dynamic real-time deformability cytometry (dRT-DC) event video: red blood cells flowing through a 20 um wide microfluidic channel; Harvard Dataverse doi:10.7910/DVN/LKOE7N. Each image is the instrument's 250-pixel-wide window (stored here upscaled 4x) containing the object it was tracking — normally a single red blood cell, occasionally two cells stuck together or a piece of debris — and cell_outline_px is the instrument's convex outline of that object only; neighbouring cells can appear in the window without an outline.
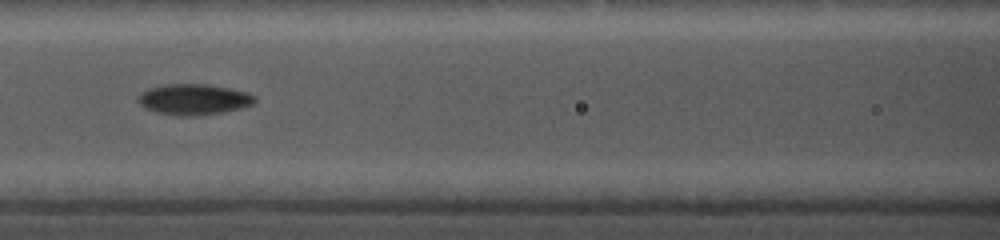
{"species": "common noctule bat (a hibernating species)", "species_latin": "Nyctalus noctula", "temperature_condition": "cold", "stored_images_in_passage": 22, "camera_frame_rate_fps": 5000, "um_per_image_px": 0.085, "animal": {"sex": "female", "body_mass_g": 19.0, "forearm_length_mm": 56.7}, "frame": {"image": 1, "passage_image": 4, "time_ms": 3.0, "image_size_px": [1000, 240], "cell_outline_px": [[256, 100], [252, 104], [240, 108], [220, 112], [188, 116], [156, 112], [144, 108], [136, 100], [140, 92], [148, 88], [164, 84], [208, 84], [248, 92], [256, 96]], "centroid_in_image_um": [16.43, 8.43], "position_along_channel_um": 150.2, "area_um2": 20.81}}
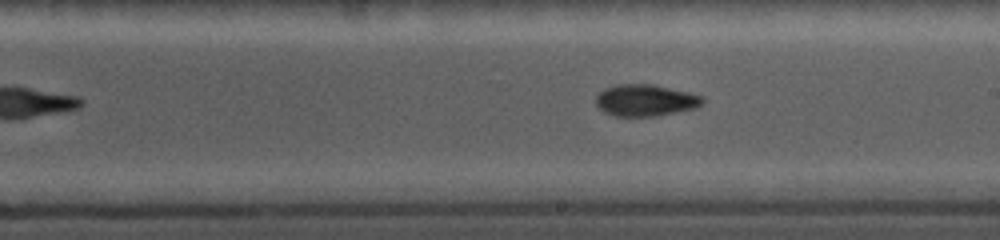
{"frame": {"image": 2, "passage_image": 8, "time_ms": 5.2, "image_size_px": [1000, 240], "cell_outline_px": [[704, 100], [696, 108], [656, 116], [616, 116], [604, 112], [596, 104], [596, 96], [604, 88], [616, 84], [652, 84], [688, 92], [704, 96]], "centroid_in_image_um": [54.85, 8.52], "position_along_channel_um": 234.1, "area_um2": 19.65}}
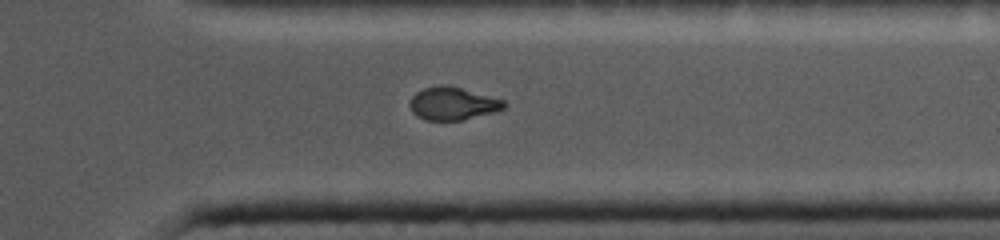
{"frame": {"image": 3, "passage_image": 17, "time_ms": 8.8, "image_size_px": [1000, 240], "cell_outline_px": [[508, 104], [504, 108], [492, 112], [460, 120], [424, 120], [416, 116], [412, 112], [408, 104], [412, 96], [416, 92], [424, 88], [440, 84], [444, 84], [460, 88], [504, 100]], "centroid_in_image_um": [38.42, 8.8], "position_along_channel_um": 373.0, "area_um2": 17.92}}